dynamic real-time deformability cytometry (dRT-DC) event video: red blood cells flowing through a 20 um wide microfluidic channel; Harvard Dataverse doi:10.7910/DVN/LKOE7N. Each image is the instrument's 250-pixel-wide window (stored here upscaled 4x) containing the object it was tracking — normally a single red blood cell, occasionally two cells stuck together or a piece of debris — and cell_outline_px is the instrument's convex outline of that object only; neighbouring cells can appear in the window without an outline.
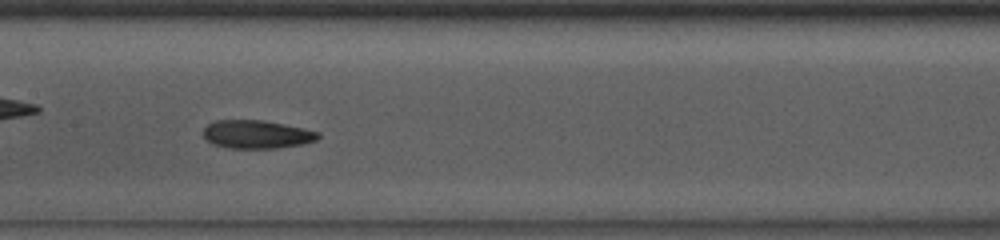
{"species": "common noctule bat (a hibernating species)", "species_latin": "Nyctalus noctula", "temperature_condition": "room temperature", "stored_images_in_passage": 36, "camera_frame_rate_fps": 3000, "um_per_image_px": 0.085, "animal": {"sex": "male", "body_mass_g": 13.0, "forearm_length_mm": 53.1}, "frame": {"image": 1, "passage_image": 11, "time_ms": 3.333, "image_size_px": [1000, 240], "cell_outline_px": [[320, 136], [316, 140], [300, 144], [276, 148], [228, 148], [212, 144], [204, 140], [204, 128], [208, 124], [216, 120], [264, 120], [304, 128], [320, 132]], "centroid_in_image_um": [21.8, 11.41], "position_along_channel_um": 185.6, "area_um2": 18.96}, "authors_computed_cell_mechanics": {"area_um2": 19.2185, "velocity_mm_per_s": 3.9047, "shape_relaxation_time_tau1_ms": 3.7904, "shape_relaxation_time_tau2_ms": 3.1427, "deformation_change_tau1": 0.1189, "deformation_change_tau2": 0.1082}}